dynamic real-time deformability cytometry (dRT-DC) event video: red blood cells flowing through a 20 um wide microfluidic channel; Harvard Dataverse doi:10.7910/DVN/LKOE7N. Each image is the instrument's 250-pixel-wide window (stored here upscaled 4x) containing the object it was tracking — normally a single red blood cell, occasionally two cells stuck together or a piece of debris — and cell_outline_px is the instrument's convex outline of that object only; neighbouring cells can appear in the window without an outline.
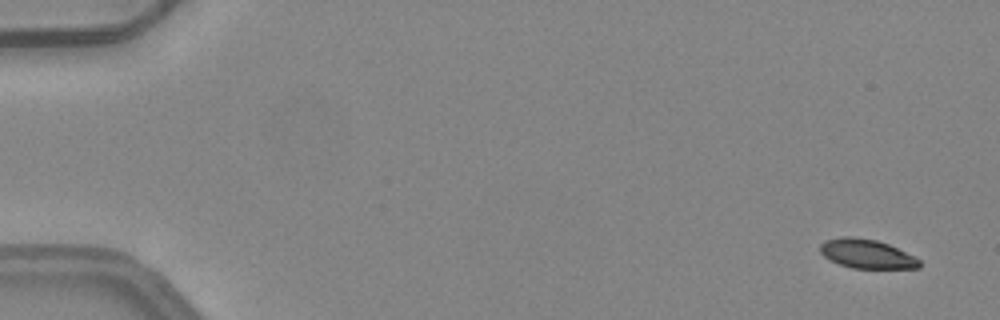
{"species": "common noctule bat (a hibernating species)", "species_latin": "Nyctalus noctula", "temperature_condition": "warm", "stored_images_in_passage": 5, "camera_frame_rate_fps": 3000, "um_per_image_px": 0.085, "animal": {"sex": "female", "body_mass_g": 24.6, "forearm_length_mm": 56.2}, "frame": {"image": 1, "passage_image": 1, "time_ms": 0.0, "image_size_px": [1000, 320], "cell_outline_px": [[920, 268], [852, 268], [828, 260], [820, 252], [820, 244], [824, 240], [844, 236], [852, 236], [876, 240], [888, 244], [920, 260]], "centroid_in_image_um": [73.61, 21.57], "position_along_channel_um": 11.4, "area_um2": 16.7}}
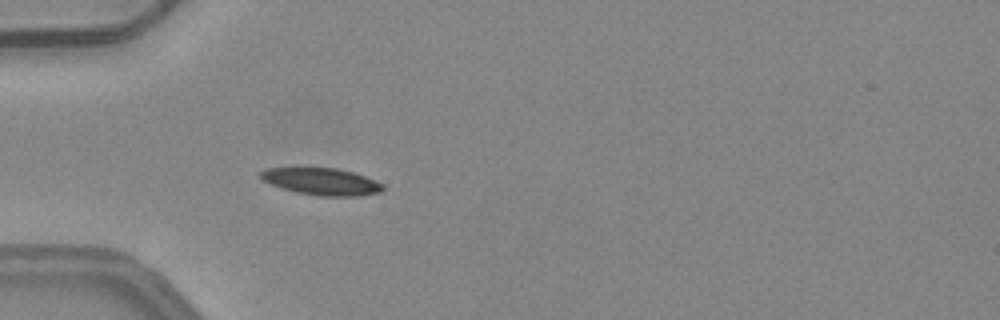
{"frame": {"image": 2, "passage_image": 5, "time_ms": 1.333, "image_size_px": [1000, 320], "cell_outline_px": [[384, 188], [380, 192], [360, 196], [320, 196], [296, 192], [280, 188], [260, 180], [260, 172], [268, 168], [336, 168], [352, 172], [364, 176], [384, 184]], "centroid_in_image_um": [27.31, 15.44], "position_along_channel_um": 57.7, "area_um2": 19.25}}